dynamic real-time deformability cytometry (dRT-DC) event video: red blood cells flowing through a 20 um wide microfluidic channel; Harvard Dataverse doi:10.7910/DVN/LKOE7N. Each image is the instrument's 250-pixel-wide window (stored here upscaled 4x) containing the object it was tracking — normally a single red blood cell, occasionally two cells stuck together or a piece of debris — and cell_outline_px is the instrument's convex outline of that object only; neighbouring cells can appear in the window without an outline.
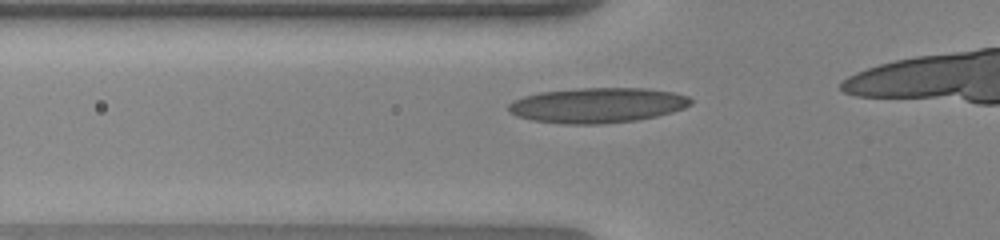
{"species": "human", "species_latin": "Homo sapiens", "temperature_condition": "warm", "stored_images_in_passage": 14, "camera_frame_rate_fps": 3000, "um_per_image_px": 0.085, "donor": {"sex": "female"}, "frame": {"image": 1, "passage_image": 8, "time_ms": 2.333, "image_size_px": [1000, 240], "cell_outline_px": [[692, 104], [684, 108], [672, 112], [656, 116], [636, 120], [600, 124], [560, 124], [532, 120], [516, 116], [508, 112], [508, 104], [512, 100], [524, 96], [540, 92], [580, 88], [644, 88], [676, 92], [688, 96], [692, 100]], "centroid_in_image_um": [50.77, 8.94], "position_along_channel_um": 75.0, "area_um2": 37.57}}
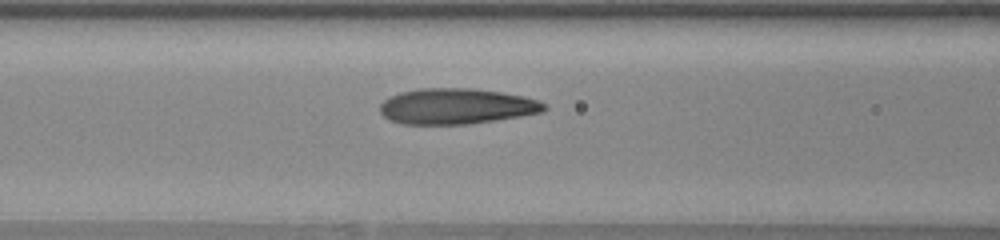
{"frame": {"image": 2, "passage_image": 12, "time_ms": 3.667, "image_size_px": [1000, 240], "cell_outline_px": [[548, 108], [544, 112], [496, 120], [468, 124], [404, 124], [388, 120], [380, 112], [380, 104], [388, 96], [400, 92], [420, 88], [472, 88], [500, 92], [524, 96], [540, 100]], "centroid_in_image_um": [38.79, 9.03], "position_along_channel_um": 127.8, "area_um2": 34.39}}